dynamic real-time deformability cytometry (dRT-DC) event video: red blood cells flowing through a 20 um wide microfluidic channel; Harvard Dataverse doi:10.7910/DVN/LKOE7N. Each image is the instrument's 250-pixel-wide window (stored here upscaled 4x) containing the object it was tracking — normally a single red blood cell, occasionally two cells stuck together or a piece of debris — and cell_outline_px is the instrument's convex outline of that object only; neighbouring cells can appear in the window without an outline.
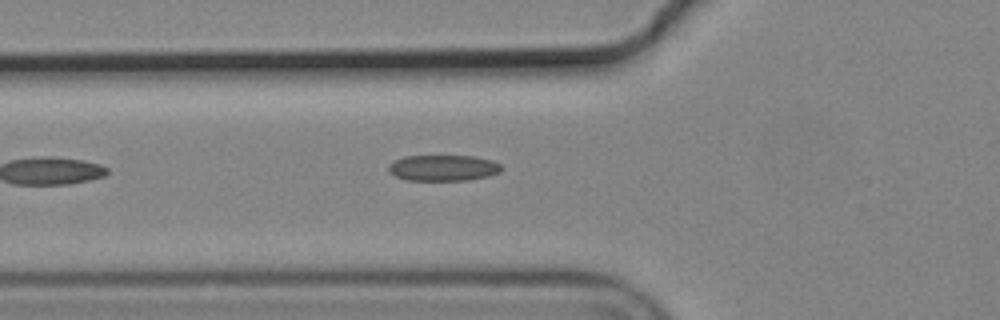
{"species": "common noctule bat (a hibernating species)", "species_latin": "Nyctalus noctula", "temperature_condition": "cold", "stored_images_in_passage": 7, "camera_frame_rate_fps": 3000, "um_per_image_px": 0.085, "animal": {"sex": "male", "body_mass_g": 19.2, "forearm_length_mm": 51.8}, "frame": {"image": 1, "passage_image": 7, "time_ms": 2.0, "image_size_px": [1000, 320], "cell_outline_px": [[504, 168], [500, 172], [488, 176], [468, 180], [408, 180], [396, 176], [388, 172], [388, 164], [404, 156], [476, 156], [492, 160], [500, 164]], "centroid_in_image_um": [37.69, 14.27], "position_along_channel_um": 88.1, "area_um2": 17.17}}